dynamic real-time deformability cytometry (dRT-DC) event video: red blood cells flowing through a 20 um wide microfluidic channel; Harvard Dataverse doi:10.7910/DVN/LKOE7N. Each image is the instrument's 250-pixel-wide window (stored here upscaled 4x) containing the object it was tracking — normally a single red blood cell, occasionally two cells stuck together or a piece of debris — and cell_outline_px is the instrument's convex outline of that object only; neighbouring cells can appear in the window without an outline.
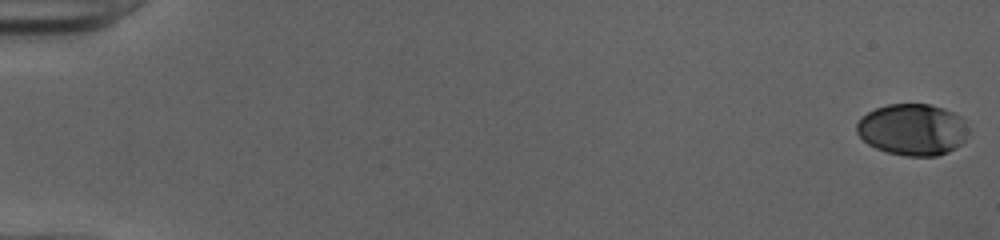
{"species": "human", "species_latin": "Homo sapiens", "temperature_condition": "cold", "stored_images_in_passage": 52, "camera_frame_rate_fps": 3000, "um_per_image_px": 0.085, "donor": {"sex": "female"}, "frame": {"image": 1, "passage_image": 1, "time_ms": 0.0, "image_size_px": [1000, 240], "cell_outline_px": [[968, 132], [964, 140], [956, 148], [948, 152], [936, 156], [904, 156], [888, 152], [876, 148], [868, 144], [856, 132], [856, 124], [868, 112], [876, 108], [888, 104], [928, 104], [944, 108], [960, 116], [964, 120], [968, 128]], "centroid_in_image_um": [77.58, 11.02], "position_along_channel_um": 7.4, "area_um2": 33.52}}
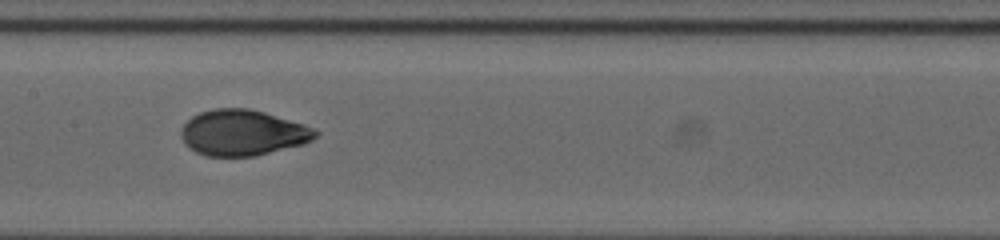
{"frame": {"image": 2, "passage_image": 28, "time_ms": 9.0, "image_size_px": [1000, 240], "cell_outline_px": [[320, 132], [312, 140], [304, 144], [256, 156], [204, 156], [188, 148], [184, 144], [180, 136], [180, 132], [184, 124], [192, 116], [200, 112], [216, 108], [248, 108], [264, 112], [304, 124]], "centroid_in_image_um": [20.61, 11.29], "position_along_channel_um": 186.8, "area_um2": 36.01}}
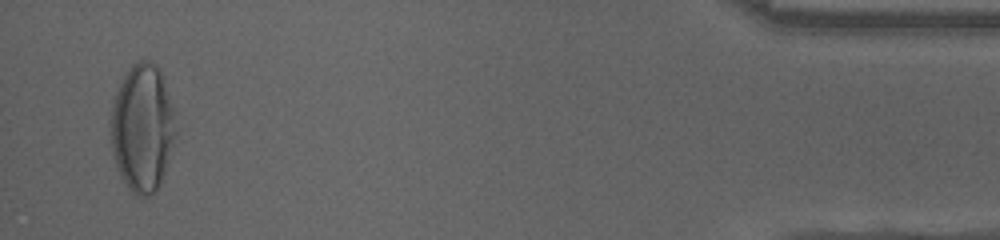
{"frame": {"image": 3, "passage_image": 51, "time_ms": 16.667, "image_size_px": [1000, 240], "cell_outline_px": [[176, 132], [160, 184], [148, 196], [136, 196], [128, 188], [120, 176], [112, 152], [112, 108], [116, 92], [124, 76], [132, 64], [140, 60], [148, 60], [156, 64], [160, 72], [172, 108]], "centroid_in_image_um": [12.09, 10.88], "position_along_channel_um": 423.1, "area_um2": 47.16}, "authors_computed_cell_mechanics": {"area_um2": 35.7204, "velocity_mm_per_s": 4.0115, "shape_relaxation_time_tau1_ms": 4.9856, "shape_relaxation_time_tau2_ms": 0.7348, "deformation_change_tau1": 0.2282, "deformation_change_tau2": 0.0446}}